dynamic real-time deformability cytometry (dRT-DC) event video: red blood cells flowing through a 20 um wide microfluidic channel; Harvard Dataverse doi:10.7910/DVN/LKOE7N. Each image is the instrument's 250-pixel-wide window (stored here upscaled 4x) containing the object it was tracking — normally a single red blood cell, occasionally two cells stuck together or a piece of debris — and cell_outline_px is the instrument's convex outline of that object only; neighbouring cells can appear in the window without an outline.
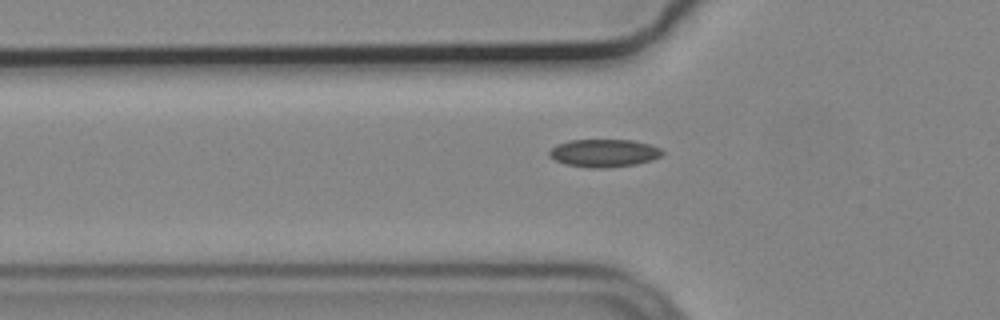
{"species": "common noctule bat (a hibernating species)", "species_latin": "Nyctalus noctula", "temperature_condition": "cold", "stored_images_in_passage": 10, "camera_frame_rate_fps": 3000, "um_per_image_px": 0.085, "animal": {"sex": "male", "body_mass_g": 19.2, "forearm_length_mm": 51.8}, "frame": {"image": 1, "passage_image": 8, "time_ms": 2.333, "image_size_px": [1000, 320], "cell_outline_px": [[664, 152], [660, 156], [652, 160], [636, 164], [608, 168], [588, 168], [564, 164], [548, 156], [548, 152], [556, 144], [568, 140], [632, 140], [648, 144], [660, 148]], "centroid_in_image_um": [51.3, 13.02], "position_along_channel_um": 74.5, "area_um2": 18.44}}